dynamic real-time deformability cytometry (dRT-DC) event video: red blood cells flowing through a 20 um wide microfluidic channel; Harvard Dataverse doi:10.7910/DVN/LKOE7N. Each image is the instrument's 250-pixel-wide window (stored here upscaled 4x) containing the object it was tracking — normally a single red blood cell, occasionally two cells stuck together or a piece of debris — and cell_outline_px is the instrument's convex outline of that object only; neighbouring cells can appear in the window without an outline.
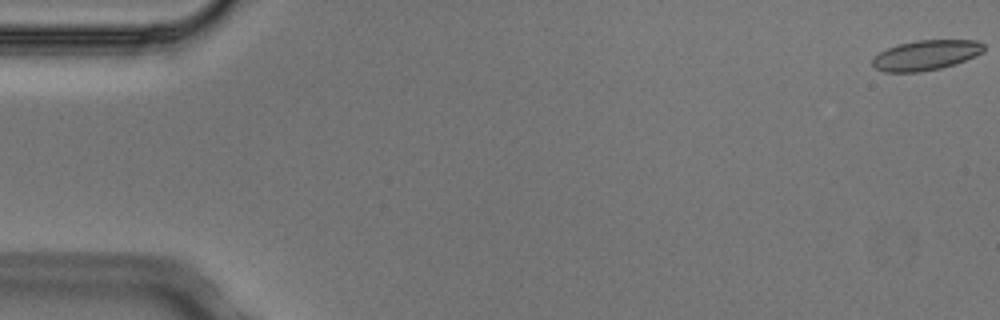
{"species": "Egyptian fruit bat (a non-hibernating species)", "species_latin": "Rousettus aegyptiacus", "temperature_condition": "cold", "stored_images_in_passage": 5, "camera_frame_rate_fps": 3000, "um_per_image_px": 0.085, "animal": {"sex": "male"}, "frame": {"image": 1, "passage_image": 1, "time_ms": 0.0, "image_size_px": [1000, 320], "cell_outline_px": [[984, 52], [976, 56], [956, 64], [940, 68], [920, 72], [884, 72], [876, 68], [872, 64], [872, 60], [880, 52], [896, 44], [916, 40], [976, 40], [984, 44]], "centroid_in_image_um": [78.73, 4.68], "position_along_channel_um": 6.3, "area_um2": 19.59}}
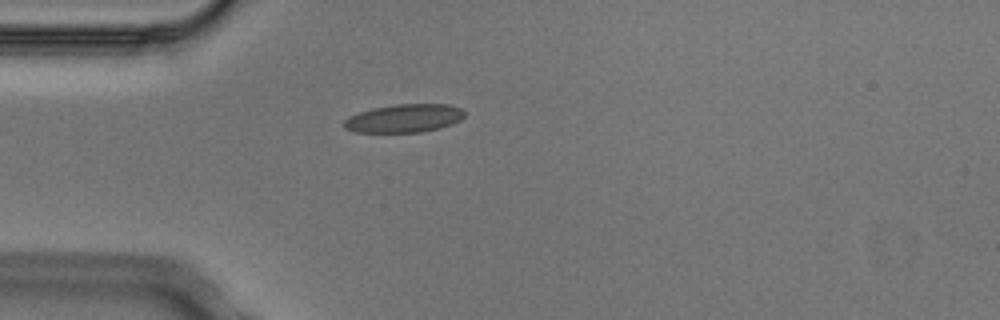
{"frame": {"image": 2, "passage_image": 5, "time_ms": 1.333, "image_size_px": [1000, 320], "cell_outline_px": [[464, 116], [460, 120], [452, 124], [440, 128], [420, 132], [356, 132], [344, 128], [344, 120], [348, 116], [372, 108], [396, 104], [448, 104], [460, 108], [464, 112]], "centroid_in_image_um": [34.35, 10.05], "position_along_channel_um": 50.7, "area_um2": 19.83}}